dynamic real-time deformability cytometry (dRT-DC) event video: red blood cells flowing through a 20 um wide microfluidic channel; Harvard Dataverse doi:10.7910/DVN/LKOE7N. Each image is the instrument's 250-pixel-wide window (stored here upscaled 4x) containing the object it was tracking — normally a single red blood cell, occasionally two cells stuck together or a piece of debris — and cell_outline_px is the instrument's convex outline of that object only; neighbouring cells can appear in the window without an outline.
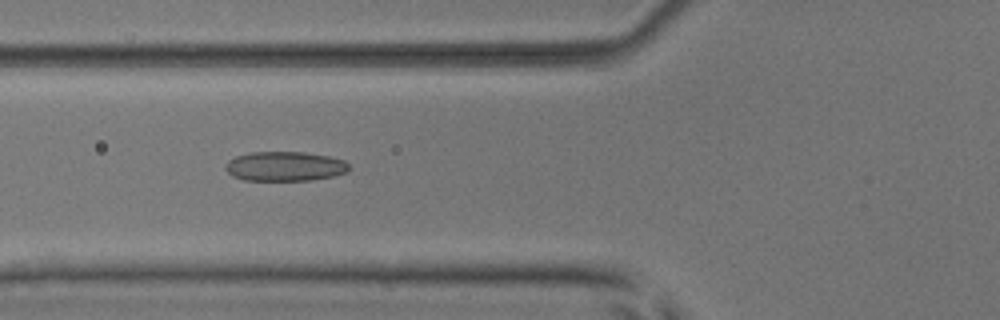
{"species": "common noctule bat (a hibernating species)", "species_latin": "Nyctalus noctula", "temperature_condition": "room temperature", "stored_images_in_passage": 8, "camera_frame_rate_fps": 3000, "um_per_image_px": 0.085, "animal": {"sex": "male", "body_mass_g": 17.9, "forearm_length_mm": 54.2}, "frame": {"image": 1, "passage_image": 6, "time_ms": 5.667, "image_size_px": [1000, 320], "cell_outline_px": [[348, 172], [332, 176], [312, 180], [244, 180], [232, 176], [224, 168], [224, 164], [228, 160], [236, 156], [252, 152], [304, 152], [328, 156], [344, 160], [348, 164]], "centroid_in_image_um": [24.18, 14.13], "position_along_channel_um": 101.6, "area_um2": 21.27}}
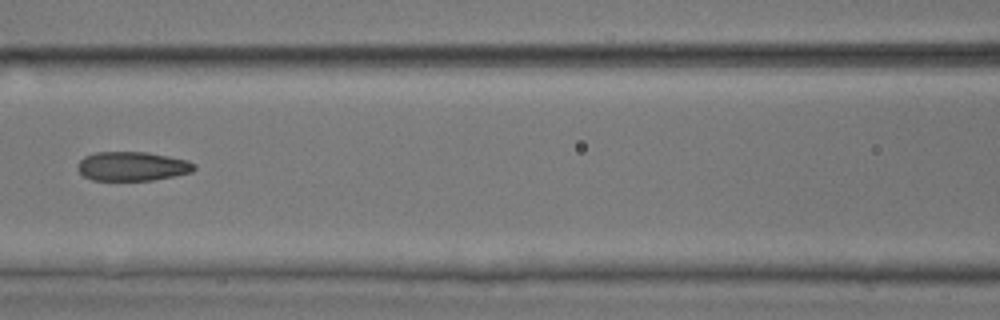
{"frame": {"image": 2, "passage_image": 7, "time_ms": 7.0, "image_size_px": [1000, 320], "cell_outline_px": [[196, 168], [192, 172], [152, 180], [92, 180], [84, 176], [80, 172], [80, 160], [84, 156], [96, 152], [148, 152], [188, 160], [196, 164]], "centroid_in_image_um": [11.28, 14.12], "position_along_channel_um": 155.3, "area_um2": 19.65}}
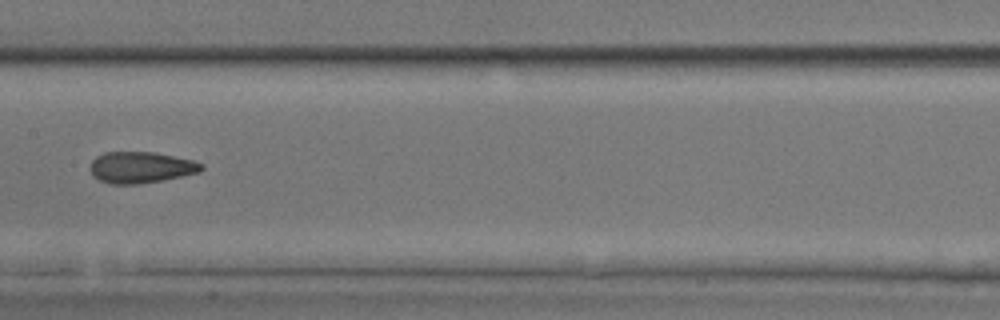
{"frame": {"image": 3, "passage_image": 8, "time_ms": 8.0, "image_size_px": [1000, 320], "cell_outline_px": [[204, 168], [200, 172], [140, 184], [112, 184], [100, 180], [92, 176], [88, 168], [92, 160], [96, 156], [104, 152], [156, 152], [196, 160], [204, 164]], "centroid_in_image_um": [11.97, 14.21], "position_along_channel_um": 195.4, "area_um2": 20.58}}